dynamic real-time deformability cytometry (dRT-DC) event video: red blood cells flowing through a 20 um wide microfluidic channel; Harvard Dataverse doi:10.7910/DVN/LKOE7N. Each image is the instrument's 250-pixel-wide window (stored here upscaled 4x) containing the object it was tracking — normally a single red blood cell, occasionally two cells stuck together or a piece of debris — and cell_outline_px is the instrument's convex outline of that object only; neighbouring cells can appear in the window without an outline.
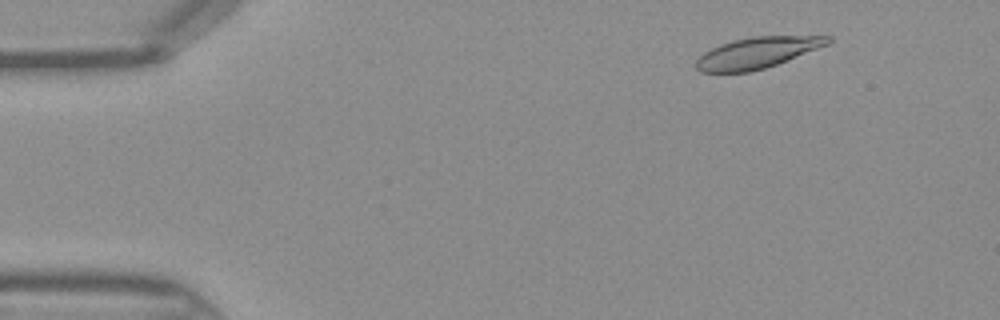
{"species": "Egyptian fruit bat (a non-hibernating species)", "species_latin": "Rousettus aegyptiacus", "temperature_condition": "warm", "stored_images_in_passage": 44, "camera_frame_rate_fps": 3000, "um_per_image_px": 0.085, "frame": {"image": 1, "passage_image": 4, "time_ms": 1.0, "image_size_px": [1000, 320], "cell_outline_px": [[832, 40], [828, 44], [776, 64], [764, 68], [748, 72], [700, 72], [696, 68], [696, 60], [704, 52], [720, 44], [732, 40], [752, 36], [832, 36]], "centroid_in_image_um": [64.33, 4.48], "position_along_channel_um": 20.7, "area_um2": 23.58}}
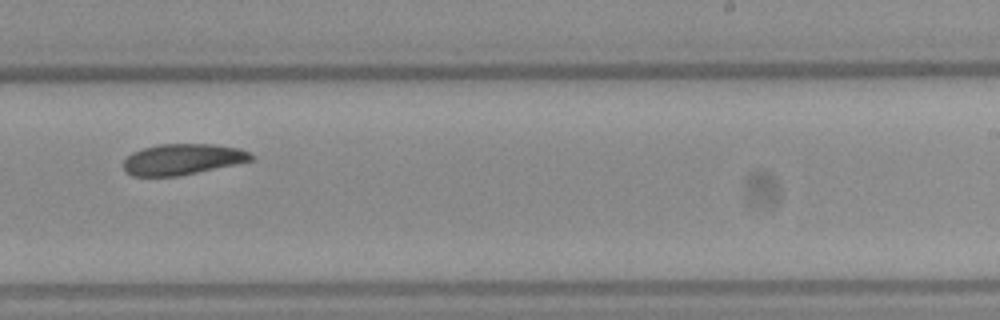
{"frame": {"image": 2, "passage_image": 27, "time_ms": 8.667, "image_size_px": [1000, 320], "cell_outline_px": [[256, 156], [252, 160], [196, 172], [176, 176], [132, 176], [124, 172], [124, 160], [132, 152], [144, 148], [160, 144], [216, 144], [240, 148]], "centroid_in_image_um": [15.5, 13.53], "position_along_channel_um": 273.5, "area_um2": 22.83}}
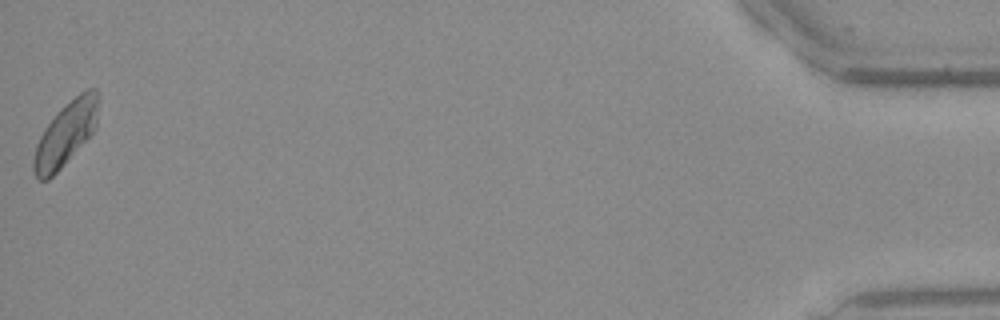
{"frame": {"image": 3, "passage_image": 44, "time_ms": 14.333, "image_size_px": [1000, 320], "cell_outline_px": [[100, 92], [96, 128], [60, 168], [48, 180], [40, 180], [36, 176], [32, 168], [32, 160], [36, 144], [44, 128], [56, 112], [80, 92], [88, 88], [96, 88]], "centroid_in_image_um": [5.59, 11.32], "position_along_channel_um": 429.6, "area_um2": 24.04}}